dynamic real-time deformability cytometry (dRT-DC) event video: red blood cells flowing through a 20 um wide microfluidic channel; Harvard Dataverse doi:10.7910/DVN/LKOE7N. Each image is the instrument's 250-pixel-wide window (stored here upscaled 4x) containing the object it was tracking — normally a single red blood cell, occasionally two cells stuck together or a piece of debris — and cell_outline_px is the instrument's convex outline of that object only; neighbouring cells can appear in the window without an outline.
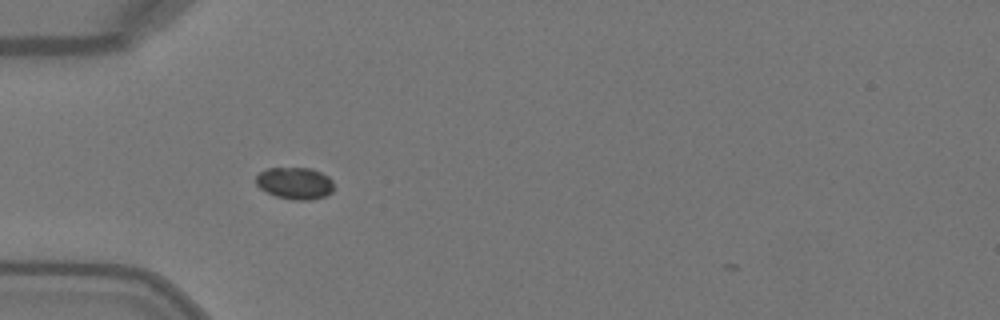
{"species": "Egyptian fruit bat (a non-hibernating species)", "species_latin": "Rousettus aegyptiacus", "temperature_condition": "warm", "stored_images_in_passage": 32, "camera_frame_rate_fps": 3000, "um_per_image_px": 0.085, "animal": {"sex": "female"}, "frame": {"image": 1, "passage_image": 1, "time_ms": 0.0, "image_size_px": [1000, 320], "cell_outline_px": [[332, 192], [324, 196], [308, 200], [292, 200], [276, 196], [260, 188], [256, 184], [256, 176], [260, 172], [268, 168], [312, 168], [328, 176], [332, 180]], "centroid_in_image_um": [25.06, 15.57], "position_along_channel_um": 59.9, "area_um2": 14.39}}
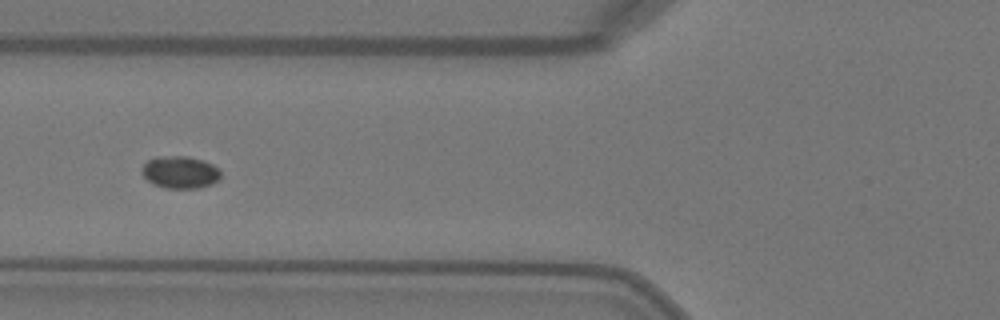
{"frame": {"image": 2, "passage_image": 5, "time_ms": 1.333, "image_size_px": [1000, 320], "cell_outline_px": [[220, 180], [212, 184], [196, 188], [164, 188], [152, 184], [144, 176], [144, 164], [148, 160], [156, 156], [188, 156], [204, 160], [220, 168]], "centroid_in_image_um": [15.36, 14.63], "position_along_channel_um": 110.4, "area_um2": 14.91}}
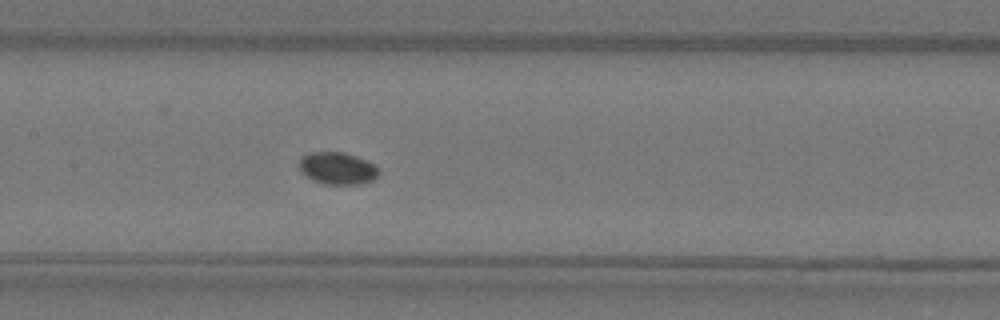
{"frame": {"image": 3, "passage_image": 10, "time_ms": 3.0, "image_size_px": [1000, 320], "cell_outline_px": [[380, 172], [372, 180], [360, 184], [324, 184], [312, 180], [300, 172], [300, 156], [308, 152], [344, 152], [356, 156], [376, 164]], "centroid_in_image_um": [28.67, 14.3], "position_along_channel_um": 178.7, "area_um2": 15.09}}